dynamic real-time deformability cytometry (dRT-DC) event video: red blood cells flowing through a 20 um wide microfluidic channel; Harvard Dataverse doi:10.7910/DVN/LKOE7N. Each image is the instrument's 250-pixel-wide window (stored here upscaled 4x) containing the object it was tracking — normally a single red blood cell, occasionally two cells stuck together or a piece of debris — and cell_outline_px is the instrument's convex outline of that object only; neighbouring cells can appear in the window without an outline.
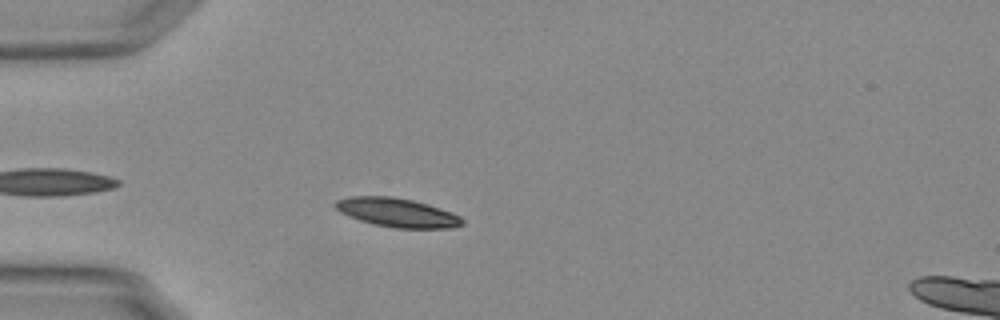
{"species": "Egyptian fruit bat (a non-hibernating species)", "species_latin": "Rousettus aegyptiacus", "temperature_condition": "warm", "stored_images_in_passage": 34, "camera_frame_rate_fps": 3000, "um_per_image_px": 0.085, "animal": {"sex": "female"}, "frame": {"image": 1, "passage_image": 5, "time_ms": 1.333, "image_size_px": [1000, 320], "cell_outline_px": [[464, 224], [452, 228], [396, 228], [372, 224], [348, 216], [340, 212], [332, 204], [336, 200], [352, 196], [392, 196], [412, 200], [452, 212], [460, 216], [464, 220]], "centroid_in_image_um": [33.74, 18.07], "position_along_channel_um": 51.3, "area_um2": 21.39}}
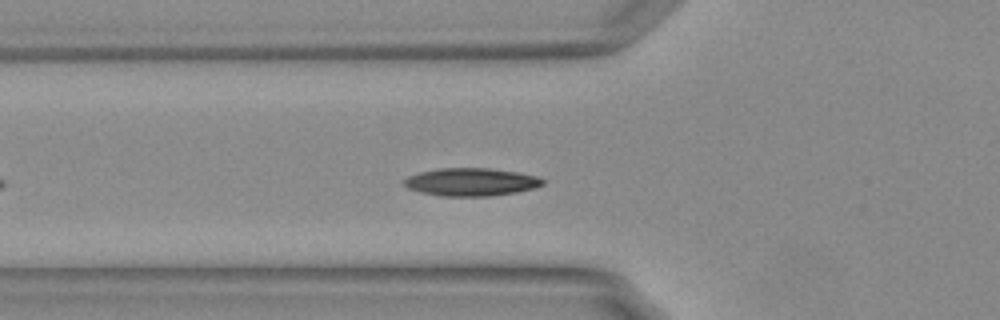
{"frame": {"image": 2, "passage_image": 9, "time_ms": 2.667, "image_size_px": [1000, 320], "cell_outline_px": [[544, 184], [532, 188], [516, 192], [492, 196], [440, 196], [420, 192], [408, 188], [404, 184], [404, 180], [408, 176], [420, 172], [440, 168], [488, 168], [516, 172], [536, 176], [544, 180]], "centroid_in_image_um": [40.02, 15.47], "position_along_channel_um": 85.8, "area_um2": 22.37}}
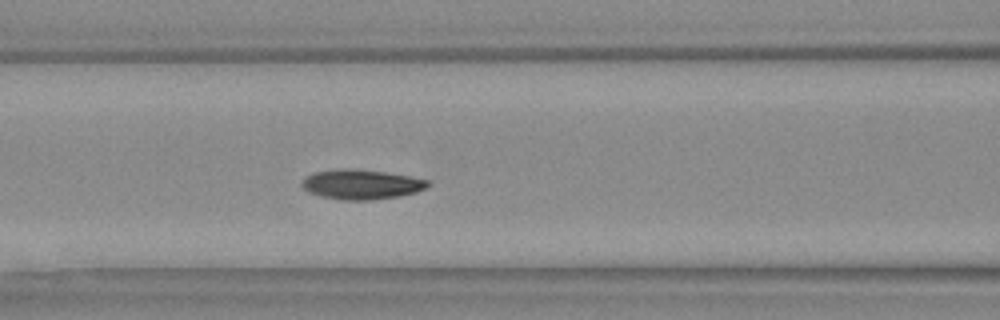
{"frame": {"image": 3, "passage_image": 13, "time_ms": 4.0, "image_size_px": [1000, 320], "cell_outline_px": [[432, 184], [428, 188], [416, 192], [400, 196], [372, 200], [340, 200], [320, 196], [308, 192], [300, 184], [308, 176], [316, 172], [344, 168], [352, 168], [384, 172], [408, 176], [428, 180]], "centroid_in_image_um": [30.75, 15.68], "position_along_channel_um": 135.8, "area_um2": 21.85}, "authors_computed_cell_mechanics": {"area_um2": 21.386, "velocity_mm_per_s": 3.7243, "shape_relaxation_time_tau1_ms": 5.0089, "shape_relaxation_time_tau2_ms": null, "deformation_change_tau1": 0.1227, "deformation_change_tau2": null}}